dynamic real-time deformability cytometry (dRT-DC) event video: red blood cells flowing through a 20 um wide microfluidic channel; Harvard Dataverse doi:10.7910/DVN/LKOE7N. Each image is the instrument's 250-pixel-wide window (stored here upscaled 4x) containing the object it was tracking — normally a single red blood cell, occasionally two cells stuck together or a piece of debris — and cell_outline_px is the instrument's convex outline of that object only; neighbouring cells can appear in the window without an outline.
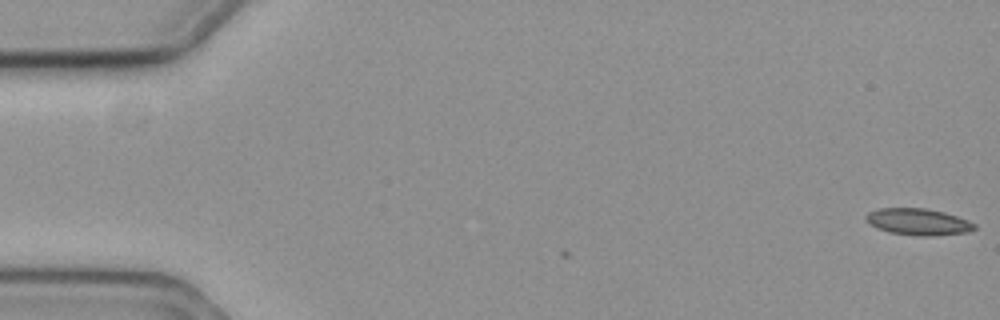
{"species": "common noctule bat (a hibernating species)", "species_latin": "Nyctalus noctula", "temperature_condition": "cold", "stored_images_in_passage": 2, "camera_frame_rate_fps": 3000, "um_per_image_px": 0.085, "animal": {"sex": "female", "body_mass_g": 19.3, "forearm_length_mm": 54.1}, "frame": {"image": 1, "passage_image": 2, "time_ms": 0.333, "image_size_px": [1000, 320], "cell_outline_px": [[976, 228], [968, 232], [936, 236], [920, 236], [888, 232], [876, 228], [864, 220], [864, 216], [868, 212], [880, 208], [924, 208], [944, 212], [968, 220], [976, 224]], "centroid_in_image_um": [78.02, 18.86], "position_along_channel_um": 7.0, "area_um2": 16.99}}